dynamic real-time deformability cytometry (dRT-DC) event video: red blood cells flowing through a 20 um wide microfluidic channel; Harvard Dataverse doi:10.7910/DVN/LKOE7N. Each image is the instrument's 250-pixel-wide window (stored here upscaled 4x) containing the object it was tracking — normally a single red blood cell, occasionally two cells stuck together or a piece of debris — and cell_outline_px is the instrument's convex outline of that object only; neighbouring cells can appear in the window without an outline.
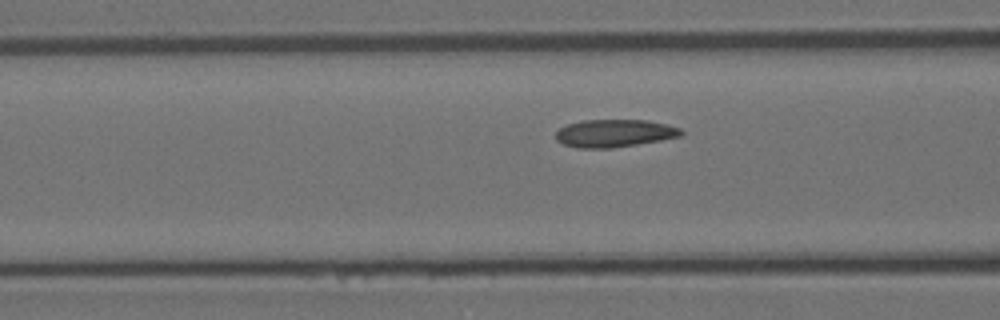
{"species": "Egyptian fruit bat (a non-hibernating species)", "species_latin": "Rousettus aegyptiacus", "temperature_condition": "room temperature", "stored_images_in_passage": 36, "camera_frame_rate_fps": 3000, "um_per_image_px": 0.085, "animal": {"sex": "female"}, "frame": {"image": 1, "passage_image": 13, "time_ms": 4.0, "image_size_px": [1000, 320], "cell_outline_px": [[684, 132], [680, 136], [660, 140], [612, 148], [576, 148], [564, 144], [556, 140], [556, 132], [560, 128], [568, 124], [584, 120], [648, 120], [668, 124], [680, 128]], "centroid_in_image_um": [52.23, 11.32], "position_along_channel_um": 114.4, "area_um2": 20.17}}
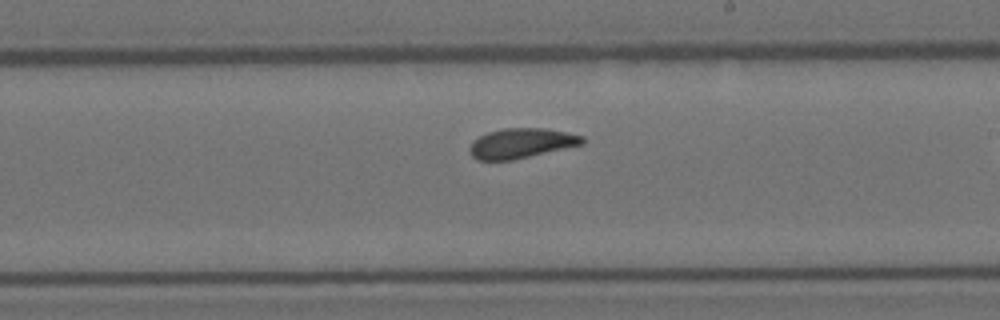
{"frame": {"image": 2, "passage_image": 24, "time_ms": 7.667, "image_size_px": [1000, 320], "cell_outline_px": [[584, 144], [512, 160], [476, 160], [468, 152], [468, 148], [472, 140], [488, 132], [504, 128], [544, 128], [584, 136]], "centroid_in_image_um": [44.26, 12.18], "position_along_channel_um": 244.7, "area_um2": 19.65}}
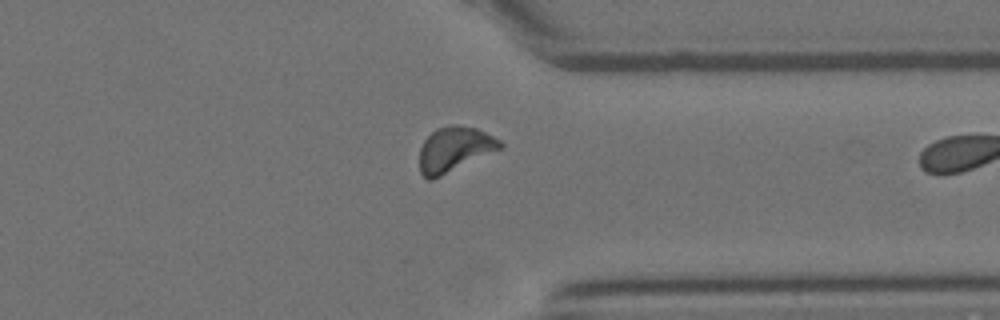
{"frame": {"image": 3, "passage_image": 35, "time_ms": 11.333, "image_size_px": [1000, 320], "cell_outline_px": [[504, 148], [432, 180], [428, 180], [420, 172], [420, 148], [424, 140], [436, 128], [452, 124], [456, 124], [476, 128], [500, 140], [504, 144]], "centroid_in_image_um": [38.64, 12.69], "position_along_channel_um": 372.8, "area_um2": 21.21}}